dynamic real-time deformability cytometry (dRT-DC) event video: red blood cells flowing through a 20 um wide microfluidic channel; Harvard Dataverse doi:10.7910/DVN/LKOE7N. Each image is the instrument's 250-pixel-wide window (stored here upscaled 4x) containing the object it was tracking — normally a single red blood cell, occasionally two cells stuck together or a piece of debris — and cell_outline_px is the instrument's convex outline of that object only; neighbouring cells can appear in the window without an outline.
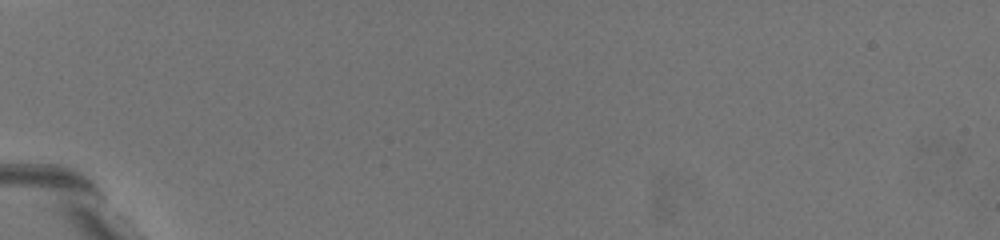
{"species": "common noctule bat (a hibernating species)", "species_latin": "Nyctalus noctula", "temperature_condition": "warm", "stored_images_in_passage": 3, "camera_frame_rate_fps": 3000, "um_per_image_px": 0.085, "animal": {"sex": "female", "body_mass_g": 19.5, "forearm_length_mm": 54.1}, "frame": {"image": 1, "passage_image": 1, "time_ms": 0.0, "image_size_px": [1000, 240], "cell_outline_px": [[192, 212], [168, 212], [120, 168], [116, 160], [112, 144], [120, 140], [140, 156], [164, 180]], "centroid_in_image_um": [12.56, 15.18], "position_along_channel_um": 72.4, "area_um2": 13.41}}